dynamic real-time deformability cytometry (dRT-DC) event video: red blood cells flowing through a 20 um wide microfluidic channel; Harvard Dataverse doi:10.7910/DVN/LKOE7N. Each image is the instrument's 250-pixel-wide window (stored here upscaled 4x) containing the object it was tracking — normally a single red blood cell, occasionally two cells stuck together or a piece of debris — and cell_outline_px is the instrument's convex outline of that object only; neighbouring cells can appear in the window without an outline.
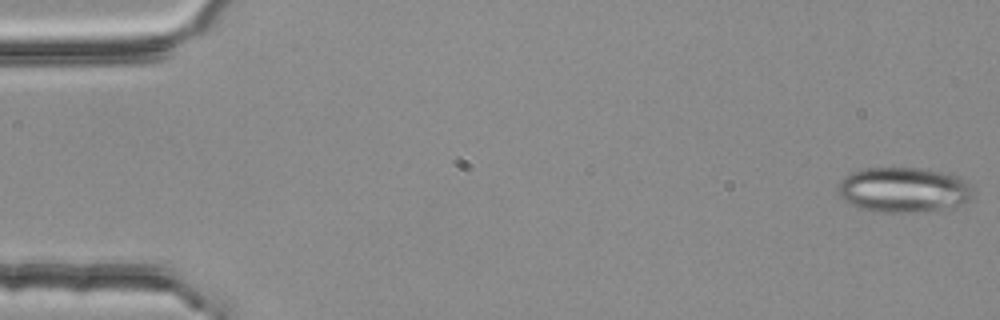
{"species": "common noctule bat (a hibernating species)", "species_latin": "Nyctalus noctula", "temperature_condition": "room temperature", "stored_images_in_passage": 5, "camera_frame_rate_fps": 3000, "um_per_image_px": 0.085, "animal": {"sex": "female", "body_mass_g": 25.1}, "frame": {"image": 1, "passage_image": 1, "time_ms": 0.0, "image_size_px": [1000, 320], "cell_outline_px": [[976, 196], [960, 204], [936, 212], [876, 212], [856, 208], [844, 200], [836, 192], [840, 180], [844, 176], [852, 172], [864, 168], [924, 168], [952, 172], [960, 176], [972, 188]], "centroid_in_image_um": [76.83, 16.14], "position_along_channel_um": 8.2, "area_um2": 36.53}}